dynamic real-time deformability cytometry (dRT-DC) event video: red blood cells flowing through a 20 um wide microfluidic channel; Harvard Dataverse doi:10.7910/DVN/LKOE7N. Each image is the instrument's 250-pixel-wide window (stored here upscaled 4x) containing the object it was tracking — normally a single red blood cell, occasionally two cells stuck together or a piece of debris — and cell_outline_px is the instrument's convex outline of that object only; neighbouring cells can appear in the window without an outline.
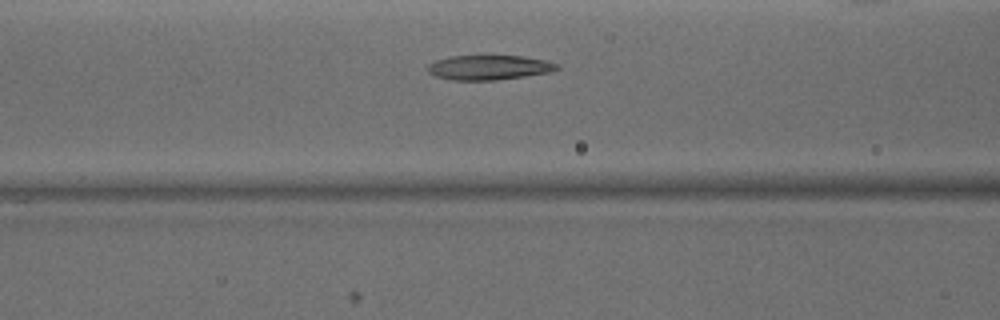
{"species": "common noctule bat (a hibernating species)", "species_latin": "Nyctalus noctula", "temperature_condition": "warm", "stored_images_in_passage": 34, "camera_frame_rate_fps": 3000, "um_per_image_px": 0.085, "animal": {"sex": "male", "body_mass_g": 15.6}, "frame": {"image": 1, "passage_image": 10, "time_ms": 3.0, "image_size_px": [1000, 320], "cell_outline_px": [[560, 68], [548, 72], [524, 76], [496, 80], [448, 80], [436, 76], [428, 72], [428, 64], [436, 60], [452, 56], [524, 56], [548, 60], [556, 64]], "centroid_in_image_um": [41.55, 5.73], "position_along_channel_um": 125.0, "area_um2": 18.5}}
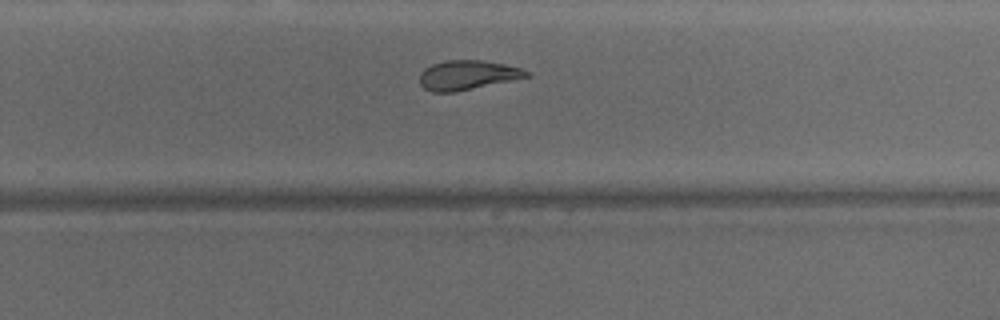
{"frame": {"image": 2, "passage_image": 22, "time_ms": 7.0, "image_size_px": [1000, 320], "cell_outline_px": [[532, 76], [456, 92], [432, 92], [424, 88], [420, 84], [420, 72], [424, 68], [432, 64], [444, 60], [480, 60], [504, 64], [520, 68], [528, 72]], "centroid_in_image_um": [39.71, 6.38], "position_along_channel_um": 290.1, "area_um2": 18.38}}
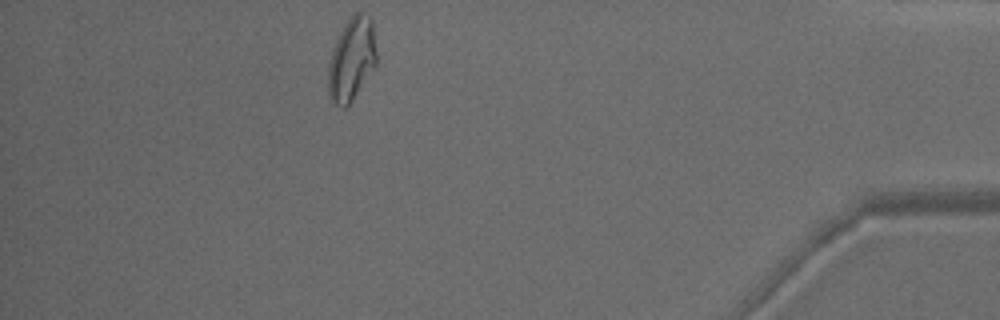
{"frame": {"image": 3, "passage_image": 34, "time_ms": 11.0, "image_size_px": [1000, 320], "cell_outline_px": [[376, 64], [348, 104], [344, 108], [340, 108], [332, 104], [328, 100], [328, 64], [332, 48], [344, 24], [352, 12], [360, 12], [372, 16], [376, 52]], "centroid_in_image_um": [29.86, 5.01], "position_along_channel_um": 405.3, "area_um2": 23.58}, "authors_computed_cell_mechanics": {"area_um2": 19.6809, "velocity_mm_per_s": 4.1307, "shape_relaxation_time_tau1_ms": null, "shape_relaxation_time_tau2_ms": 2.8757, "deformation_change_tau1": null, "deformation_change_tau2": 0.1038}}